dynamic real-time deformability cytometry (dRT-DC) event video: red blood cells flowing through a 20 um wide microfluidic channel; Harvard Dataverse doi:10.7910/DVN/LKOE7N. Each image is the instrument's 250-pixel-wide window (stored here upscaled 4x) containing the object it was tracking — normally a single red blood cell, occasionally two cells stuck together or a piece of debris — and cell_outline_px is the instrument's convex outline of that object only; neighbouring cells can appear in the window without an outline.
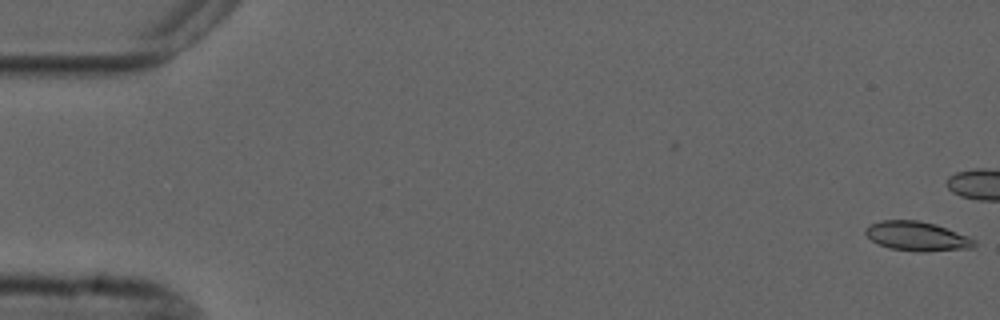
{"species": "common noctule bat (a hibernating species)", "species_latin": "Nyctalus noctula", "temperature_condition": "cold", "stored_images_in_passage": 7, "camera_frame_rate_fps": 3000, "um_per_image_px": 0.085, "animal": {"sex": "male", "forearm_length_mm": 52.5}, "frame": {"image": 1, "passage_image": 1, "time_ms": 0.0, "image_size_px": [1000, 320], "cell_outline_px": [[976, 244], [972, 248], [928, 252], [924, 252], [888, 248], [872, 240], [864, 232], [864, 228], [868, 224], [880, 220], [920, 220], [936, 224], [968, 236], [976, 240]], "centroid_in_image_um": [77.94, 20.07], "position_along_channel_um": 7.1, "area_um2": 18.79}}